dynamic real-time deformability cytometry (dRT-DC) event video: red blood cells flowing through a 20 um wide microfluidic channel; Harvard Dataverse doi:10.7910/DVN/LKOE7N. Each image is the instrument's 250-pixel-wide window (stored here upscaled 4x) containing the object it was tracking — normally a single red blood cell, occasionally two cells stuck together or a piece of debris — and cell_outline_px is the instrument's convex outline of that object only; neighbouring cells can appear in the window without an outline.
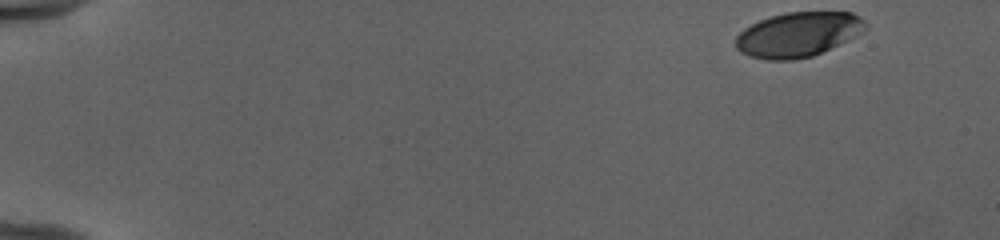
{"species": "human", "species_latin": "Homo sapiens", "temperature_condition": "cold", "stored_images_in_passage": 49, "camera_frame_rate_fps": 3000, "um_per_image_px": 0.085, "donor": {"sex": "female"}, "frame": {"image": 1, "passage_image": 1, "time_ms": 0.0, "image_size_px": [1000, 240], "cell_outline_px": [[868, 28], [864, 32], [812, 56], [792, 60], [768, 60], [748, 56], [740, 52], [736, 48], [736, 36], [744, 28], [760, 20], [772, 16], [788, 12], [852, 12], [860, 16], [868, 24]], "centroid_in_image_um": [67.85, 2.93], "position_along_channel_um": 17.2, "area_um2": 33.81}}
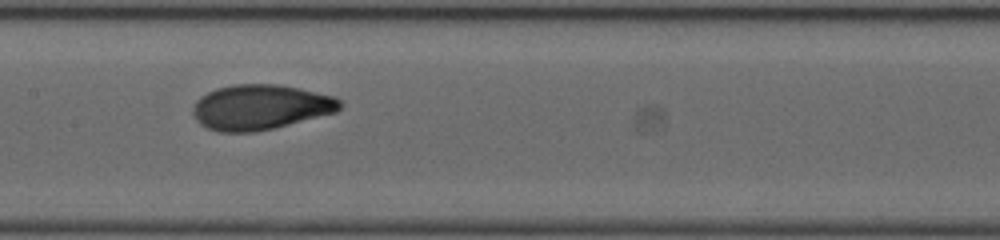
{"frame": {"image": 2, "passage_image": 25, "time_ms": 8.0, "image_size_px": [1000, 240], "cell_outline_px": [[344, 104], [336, 112], [256, 132], [220, 132], [208, 128], [200, 124], [196, 120], [192, 112], [192, 108], [196, 100], [200, 96], [216, 88], [236, 84], [276, 84], [300, 88], [336, 96]], "centroid_in_image_um": [22.13, 9.1], "position_along_channel_um": 185.3, "area_um2": 38.73}}
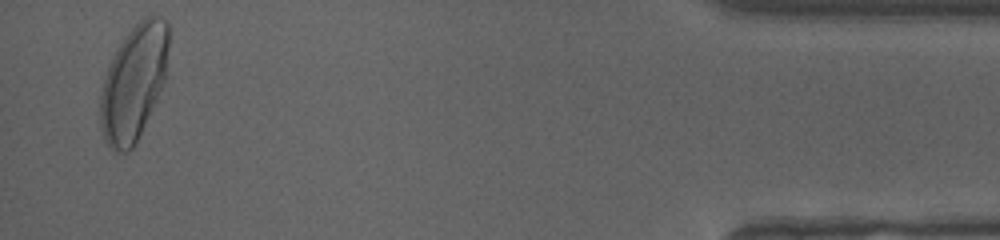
{"frame": {"image": 3, "passage_image": 48, "time_ms": 15.667, "image_size_px": [1000, 240], "cell_outline_px": [[168, 48], [164, 80], [136, 144], [128, 152], [116, 152], [108, 144], [100, 128], [100, 96], [104, 80], [108, 68], [120, 44], [128, 32], [144, 16], [160, 16], [168, 20]], "centroid_in_image_um": [11.37, 7.02], "position_along_channel_um": 423.8, "area_um2": 45.26}, "authors_computed_cell_mechanics": {"area_um2": 36.8764, "velocity_mm_per_s": 3.9707, "shape_relaxation_time_tau1_ms": 5.6404, "shape_relaxation_time_tau2_ms": null, "deformation_change_tau1": 0.2275, "deformation_change_tau2": null}}